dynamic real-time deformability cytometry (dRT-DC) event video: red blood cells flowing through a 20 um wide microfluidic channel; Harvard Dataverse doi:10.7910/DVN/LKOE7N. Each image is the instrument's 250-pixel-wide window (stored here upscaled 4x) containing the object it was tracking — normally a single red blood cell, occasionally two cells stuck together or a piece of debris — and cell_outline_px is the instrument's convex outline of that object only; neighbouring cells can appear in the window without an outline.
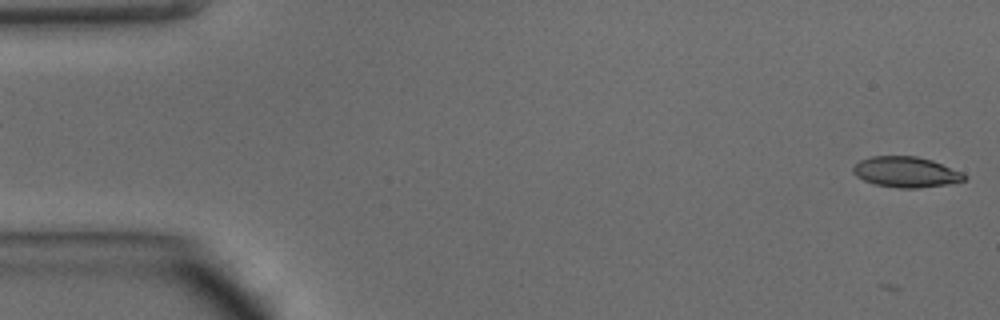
{"species": "common noctule bat (a hibernating species)", "species_latin": "Nyctalus noctula", "temperature_condition": "warm", "stored_images_in_passage": 7, "camera_frame_rate_fps": 3000, "um_per_image_px": 0.085, "animal": {"sex": "male", "body_mass_g": 15.6}, "frame": {"image": 1, "passage_image": 1, "time_ms": 0.0, "image_size_px": [1000, 320], "cell_outline_px": [[968, 176], [964, 180], [948, 184], [916, 188], [900, 188], [876, 184], [864, 180], [856, 176], [852, 172], [852, 168], [860, 160], [872, 156], [916, 156], [932, 160], [964, 172]], "centroid_in_image_um": [77.03, 14.61], "position_along_channel_um": 8.0, "area_um2": 19.83}}